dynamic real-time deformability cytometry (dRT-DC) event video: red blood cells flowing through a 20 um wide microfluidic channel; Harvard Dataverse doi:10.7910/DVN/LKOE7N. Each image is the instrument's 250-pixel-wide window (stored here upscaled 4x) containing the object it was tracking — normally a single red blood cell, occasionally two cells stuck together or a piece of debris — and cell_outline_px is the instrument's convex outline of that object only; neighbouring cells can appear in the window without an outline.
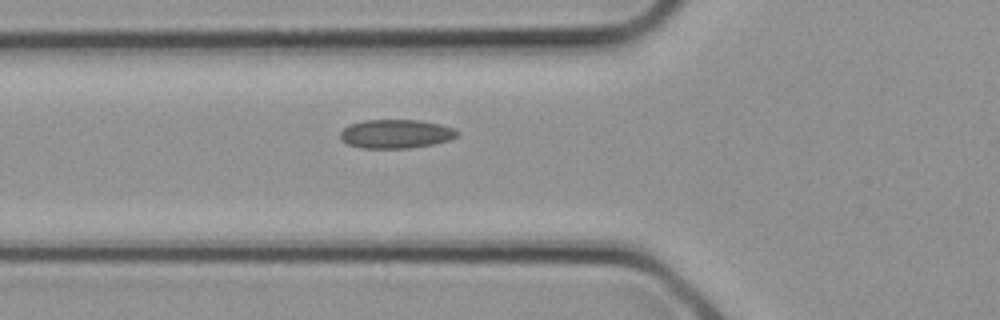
{"species": "common noctule bat (a hibernating species)", "species_latin": "Nyctalus noctula", "temperature_condition": "cold", "stored_images_in_passage": 2, "camera_frame_rate_fps": 3000, "um_per_image_px": 0.085, "animal": {"sex": "female", "body_mass_g": 21.9}, "frame": {"image": 1, "passage_image": 2, "time_ms": 0.333, "image_size_px": [1000, 320], "cell_outline_px": [[460, 132], [456, 136], [448, 140], [436, 144], [408, 148], [360, 148], [348, 144], [340, 140], [340, 132], [348, 124], [364, 120], [420, 120], [440, 124], [456, 128]], "centroid_in_image_um": [33.65, 11.37], "position_along_channel_um": 92.2, "area_um2": 19.88}}